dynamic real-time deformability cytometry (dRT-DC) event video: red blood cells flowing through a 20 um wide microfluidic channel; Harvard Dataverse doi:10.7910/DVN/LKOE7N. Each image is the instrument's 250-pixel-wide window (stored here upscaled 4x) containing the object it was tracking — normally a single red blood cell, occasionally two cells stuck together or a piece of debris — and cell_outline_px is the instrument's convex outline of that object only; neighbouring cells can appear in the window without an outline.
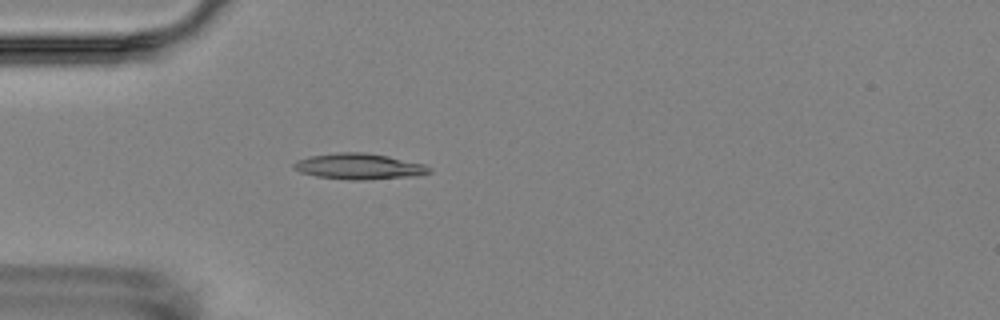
{"species": "Egyptian fruit bat (a non-hibernating species)", "species_latin": "Rousettus aegyptiacus", "temperature_condition": "room temperature", "stored_images_in_passage": 4, "camera_frame_rate_fps": 3000, "um_per_image_px": 0.085, "animal": {"sex": "female"}, "frame": {"image": 1, "passage_image": 4, "time_ms": 4.0, "image_size_px": [1000, 320], "cell_outline_px": [[432, 172], [416, 176], [364, 180], [348, 180], [316, 176], [300, 172], [292, 168], [292, 164], [296, 160], [308, 156], [336, 152], [364, 152], [388, 156], [424, 164], [432, 168]], "centroid_in_image_um": [30.5, 14.14], "position_along_channel_um": 54.5, "area_um2": 20.69}}